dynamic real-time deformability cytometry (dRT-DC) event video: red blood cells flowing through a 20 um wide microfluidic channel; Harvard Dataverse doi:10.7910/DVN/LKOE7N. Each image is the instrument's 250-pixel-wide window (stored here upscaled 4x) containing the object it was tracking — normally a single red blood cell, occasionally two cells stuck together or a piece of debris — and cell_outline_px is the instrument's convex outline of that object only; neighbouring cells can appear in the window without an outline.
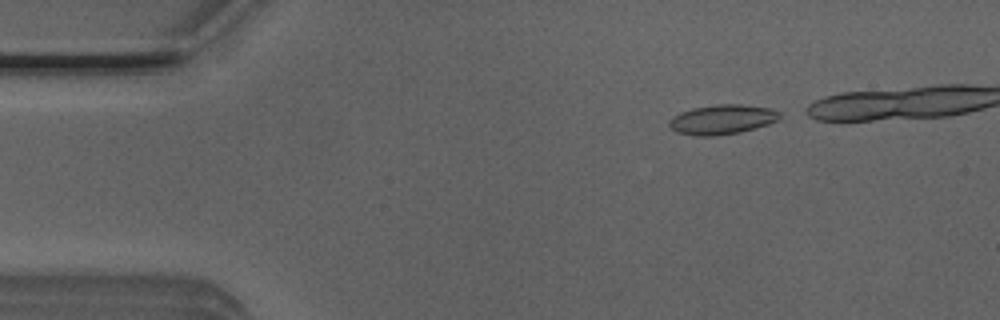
{"species": "Egyptian fruit bat (a non-hibernating species)", "species_latin": "Rousettus aegyptiacus", "temperature_condition": "room temperature", "stored_images_in_passage": 4, "camera_frame_rate_fps": 3000, "um_per_image_px": 0.085, "animal": {"sex": "male"}, "frame": {"image": 1, "passage_image": 1, "time_ms": 0.0, "image_size_px": [1000, 320], "cell_outline_px": [[780, 120], [756, 128], [740, 132], [712, 136], [696, 136], [676, 132], [668, 124], [672, 116], [680, 112], [692, 108], [716, 104], [740, 104], [772, 108], [780, 112]], "centroid_in_image_um": [61.4, 10.15], "position_along_channel_um": 23.6, "area_um2": 19.25}}